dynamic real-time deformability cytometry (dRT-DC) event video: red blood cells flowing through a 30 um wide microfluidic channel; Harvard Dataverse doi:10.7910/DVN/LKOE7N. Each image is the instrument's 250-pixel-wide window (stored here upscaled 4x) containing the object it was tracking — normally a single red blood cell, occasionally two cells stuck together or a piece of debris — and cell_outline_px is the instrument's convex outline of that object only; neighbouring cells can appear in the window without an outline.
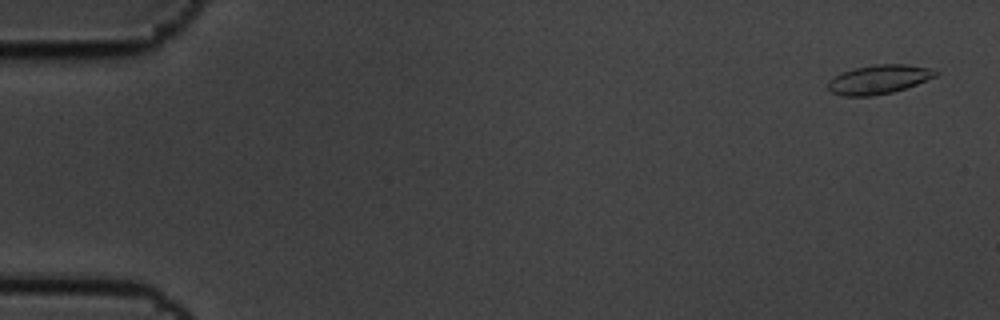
{"species": "common noctule bat (a hibernating species)", "species_latin": "Nyctalus noctula", "temperature_condition": "cold", "stored_images_in_passage": 7, "camera_frame_rate_fps": 3000, "um_per_image_px": 0.085, "animal": {"sex": "male", "body_mass_g": 19.5, "forearm_length_mm": 54.6}, "frame": {"image": 1, "passage_image": 1, "time_ms": 0.0, "image_size_px": [1000, 320], "cell_outline_px": [[940, 72], [936, 76], [916, 84], [892, 92], [868, 96], [840, 96], [832, 92], [828, 88], [828, 80], [840, 72], [856, 68], [876, 64], [904, 64], [928, 68]], "centroid_in_image_um": [74.65, 6.75], "position_along_channel_um": 10.3, "area_um2": 18.03}}
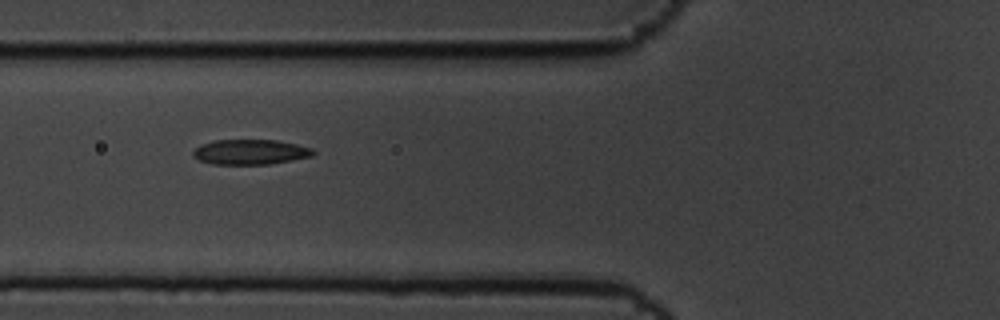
{"frame": {"image": 2, "passage_image": 6, "time_ms": 1.667, "image_size_px": [1000, 320], "cell_outline_px": [[316, 152], [312, 156], [292, 160], [268, 164], [212, 164], [200, 160], [192, 156], [192, 152], [200, 144], [216, 140], [276, 140], [296, 144], [312, 148]], "centroid_in_image_um": [21.27, 12.91], "position_along_channel_um": 104.5, "area_um2": 17.51}}
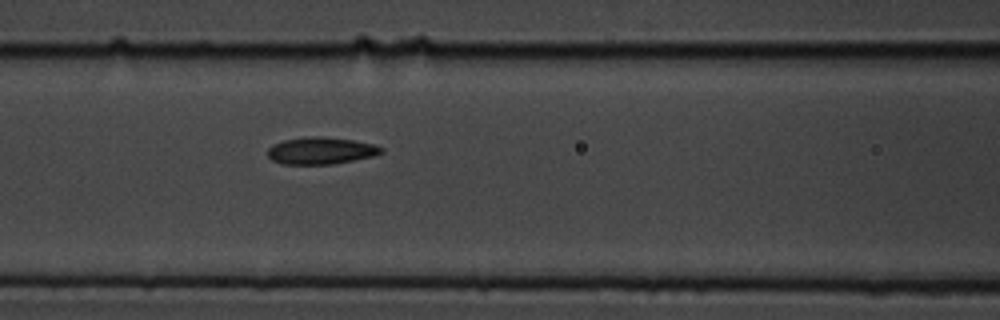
{"frame": {"image": 3, "passage_image": 7, "time_ms": 2.0, "image_size_px": [1000, 320], "cell_outline_px": [[384, 152], [376, 156], [332, 164], [284, 164], [272, 160], [268, 156], [268, 148], [272, 144], [284, 140], [312, 136], [324, 136], [352, 140], [372, 144], [384, 148]], "centroid_in_image_um": [27.3, 12.81], "position_along_channel_um": 139.3, "area_um2": 17.92}}